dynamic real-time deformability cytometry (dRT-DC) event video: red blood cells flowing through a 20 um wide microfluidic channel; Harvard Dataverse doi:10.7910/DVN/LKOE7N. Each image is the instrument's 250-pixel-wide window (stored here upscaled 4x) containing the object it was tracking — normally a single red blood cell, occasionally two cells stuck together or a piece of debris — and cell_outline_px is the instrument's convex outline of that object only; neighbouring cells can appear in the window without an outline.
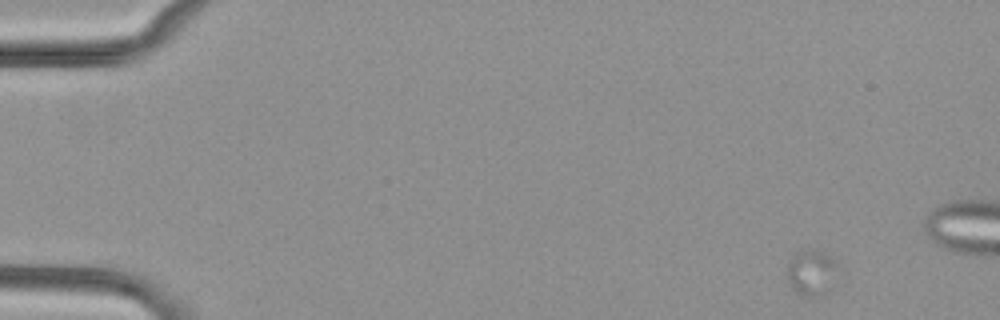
{"species": "common noctule bat (a hibernating species)", "species_latin": "Nyctalus noctula", "temperature_condition": "cold", "stored_images_in_passage": 16, "camera_frame_rate_fps": 3000, "um_per_image_px": 0.085, "animal": {"sex": "female", "body_mass_g": 29.2, "forearm_length_mm": 56.3}, "frame": {"image": 1, "passage_image": 3, "time_ms": 0.667, "image_size_px": [1000, 320], "cell_outline_px": [[836, 264], [828, 292], [816, 296], [804, 296], [796, 292], [788, 284], [784, 272], [788, 264], [796, 252], [808, 248], [816, 248], [824, 252]], "centroid_in_image_um": [68.87, 23.15], "position_along_channel_um": 16.1, "area_um2": 13.41}}